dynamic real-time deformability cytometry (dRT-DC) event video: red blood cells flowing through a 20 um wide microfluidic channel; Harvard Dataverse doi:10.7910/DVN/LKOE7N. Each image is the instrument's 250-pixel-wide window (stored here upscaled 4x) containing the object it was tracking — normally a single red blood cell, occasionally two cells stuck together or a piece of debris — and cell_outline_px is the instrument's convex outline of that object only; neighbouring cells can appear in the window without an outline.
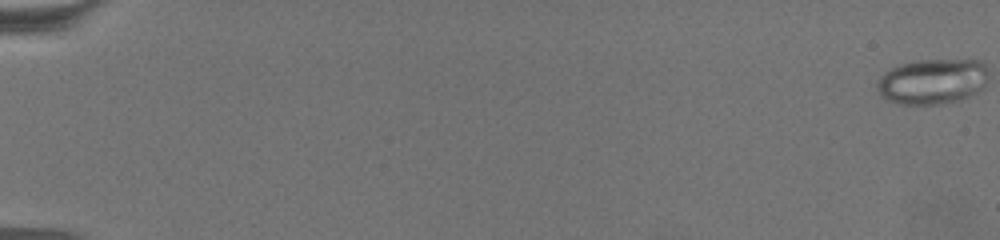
{"species": "common noctule bat (a hibernating species)", "species_latin": "Nyctalus noctula", "temperature_condition": "warm", "stored_images_in_passage": 52, "camera_frame_rate_fps": 3000, "um_per_image_px": 0.085, "animal": {"sex": "female", "body_mass_g": 19.5, "forearm_length_mm": 54.1}, "frame": {"image": 1, "passage_image": 1, "time_ms": 0.0, "image_size_px": [1000, 240], "cell_outline_px": [[984, 88], [960, 100], [940, 104], [900, 104], [888, 100], [880, 96], [876, 88], [876, 84], [892, 68], [900, 64], [916, 60], [980, 60], [984, 64]], "centroid_in_image_um": [79.22, 6.93], "position_along_channel_um": 5.8, "area_um2": 28.96}}
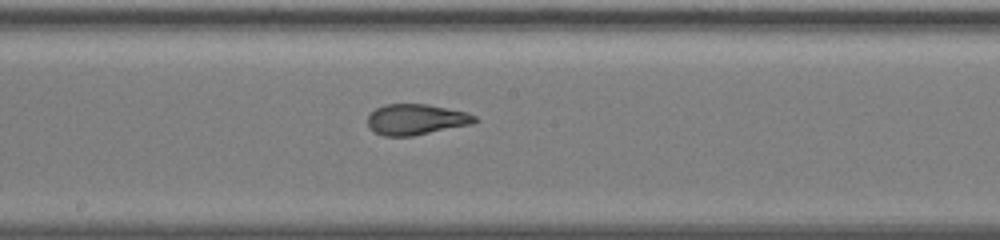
{"frame": {"image": 2, "passage_image": 32, "time_ms": 10.333, "image_size_px": [1000, 240], "cell_outline_px": [[480, 120], [472, 124], [412, 136], [384, 136], [372, 132], [368, 128], [368, 116], [376, 108], [384, 104], [428, 104], [468, 112], [476, 116]], "centroid_in_image_um": [35.37, 10.15], "position_along_channel_um": 212.8, "area_um2": 19.42}}
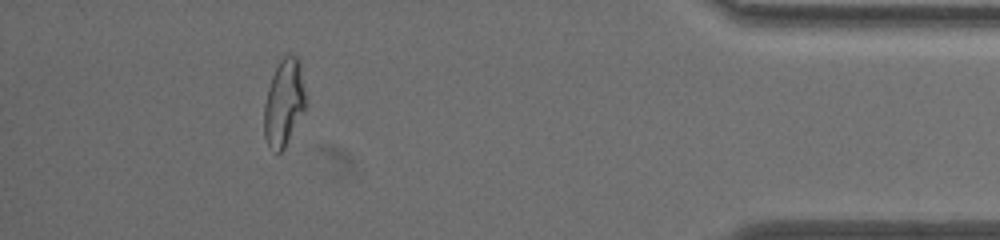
{"frame": {"image": 3, "passage_image": 46, "time_ms": 15.0, "image_size_px": [1000, 240], "cell_outline_px": [[304, 108], [284, 148], [280, 152], [276, 152], [268, 148], [264, 136], [264, 104], [268, 88], [272, 76], [280, 60], [288, 52], [296, 56], [300, 60], [304, 92]], "centroid_in_image_um": [24.1, 8.71], "position_along_channel_um": 411.1, "area_um2": 20.69}, "authors_computed_cell_mechanics": {"area_um2": 22.2819, "velocity_mm_per_s": 4.7354, "shape_relaxation_time_tau1_ms": 6.4609, "shape_relaxation_time_tau2_ms": 0.9403, "deformation_change_tau1": 0.2081, "deformation_change_tau2": 0.0745}}